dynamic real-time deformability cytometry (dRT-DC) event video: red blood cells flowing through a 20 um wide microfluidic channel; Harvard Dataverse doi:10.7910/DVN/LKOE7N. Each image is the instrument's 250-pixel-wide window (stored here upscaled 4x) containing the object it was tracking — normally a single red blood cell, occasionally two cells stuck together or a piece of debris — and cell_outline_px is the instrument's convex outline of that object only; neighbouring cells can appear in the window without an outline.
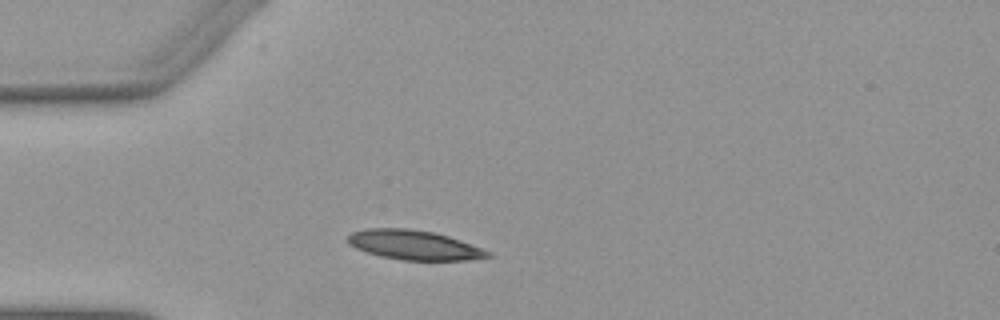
{"species": "Egyptian fruit bat (a non-hibernating species)", "species_latin": "Rousettus aegyptiacus", "temperature_condition": "warm", "stored_images_in_passage": 32, "camera_frame_rate_fps": 3000, "um_per_image_px": 0.085, "animal": {"sex": "female"}, "frame": {"image": 1, "passage_image": 1, "time_ms": 0.0, "image_size_px": [1000, 320], "cell_outline_px": [[492, 256], [468, 260], [404, 260], [380, 256], [356, 248], [348, 244], [344, 240], [352, 232], [364, 228], [408, 228], [432, 232], [448, 236], [460, 240], [492, 252]], "centroid_in_image_um": [35.16, 20.82], "position_along_channel_um": 49.8, "area_um2": 24.1}}
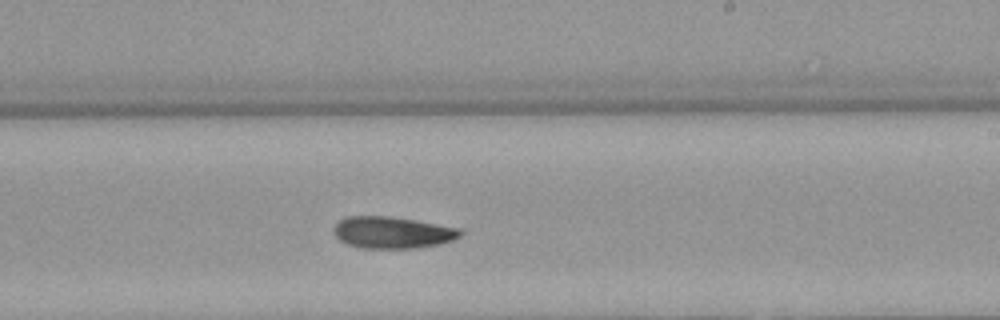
{"frame": {"image": 2, "passage_image": 18, "time_ms": 5.667, "image_size_px": [1000, 320], "cell_outline_px": [[464, 232], [460, 236], [452, 240], [440, 244], [416, 248], [360, 248], [348, 244], [340, 240], [332, 232], [332, 228], [344, 216], [388, 216], [416, 220], [464, 228]], "centroid_in_image_um": [33.38, 19.75], "position_along_channel_um": 255.6, "area_um2": 23.76}}
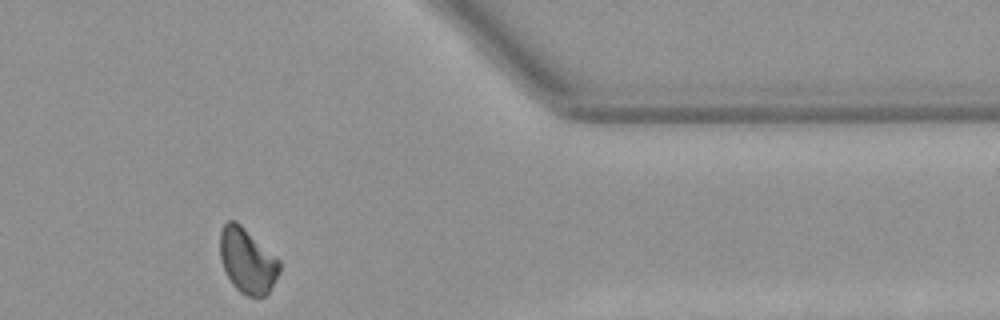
{"frame": {"image": 3, "passage_image": 30, "time_ms": 9.667, "image_size_px": [1000, 320], "cell_outline_px": [[280, 272], [268, 296], [248, 296], [240, 292], [232, 284], [224, 272], [220, 260], [220, 232], [224, 224], [228, 220], [236, 220], [280, 260]], "centroid_in_image_um": [21.02, 22.18], "position_along_channel_um": 390.4, "area_um2": 22.77}}